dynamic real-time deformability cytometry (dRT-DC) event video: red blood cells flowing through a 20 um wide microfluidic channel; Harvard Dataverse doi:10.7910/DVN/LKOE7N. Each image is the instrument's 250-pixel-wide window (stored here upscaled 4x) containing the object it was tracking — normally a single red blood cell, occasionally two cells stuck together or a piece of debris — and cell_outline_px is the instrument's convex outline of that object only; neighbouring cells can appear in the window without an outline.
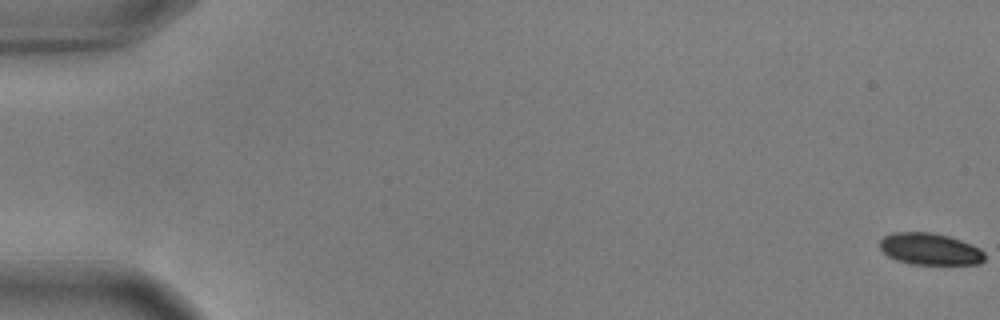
{"species": "common noctule bat (a hibernating species)", "species_latin": "Nyctalus noctula", "temperature_condition": "warm", "stored_images_in_passage": 54, "camera_frame_rate_fps": 3000, "um_per_image_px": 0.085, "animal": {"sex": "male", "body_mass_g": 17.9, "forearm_length_mm": 54.2}, "frame": {"image": 1, "passage_image": 1, "time_ms": 0.0, "image_size_px": [1000, 320], "cell_outline_px": [[984, 260], [980, 264], [912, 264], [896, 260], [888, 256], [880, 248], [880, 240], [884, 236], [892, 232], [928, 232], [948, 236], [972, 244], [980, 248], [984, 252]], "centroid_in_image_um": [79.04, 21.17], "position_along_channel_um": 6.0, "area_um2": 19.42}}
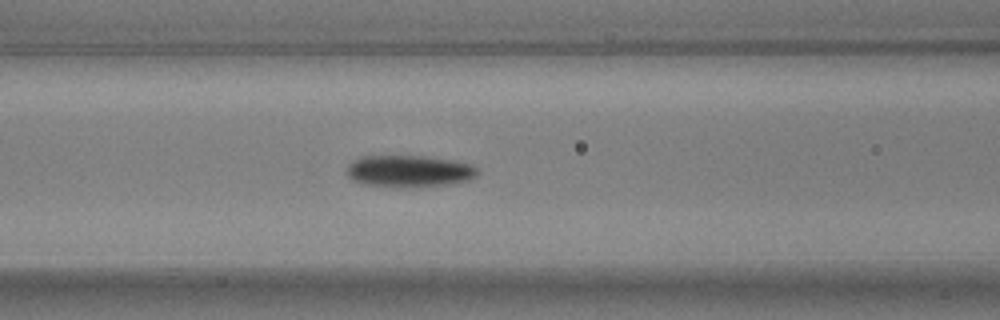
{"frame": {"image": 2, "passage_image": 25, "time_ms": 8.0, "image_size_px": [1000, 320], "cell_outline_px": [[480, 172], [476, 176], [468, 180], [420, 188], [396, 188], [364, 184], [352, 180], [348, 176], [348, 164], [352, 160], [360, 156], [424, 156], [448, 160], [468, 164], [476, 168]], "centroid_in_image_um": [34.72, 14.57], "position_along_channel_um": 131.9, "area_um2": 24.39}}
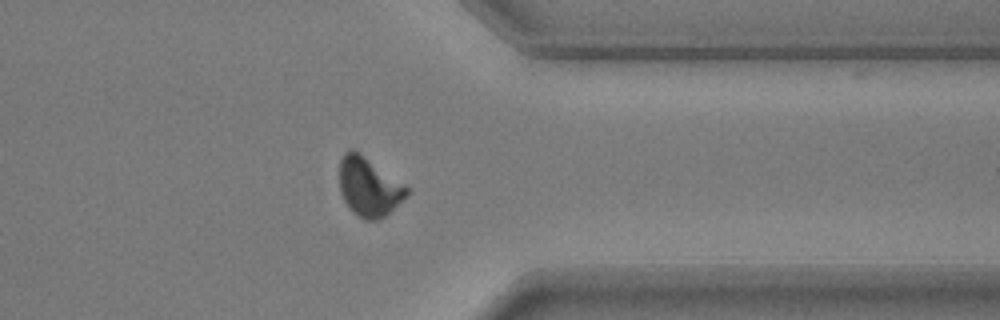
{"frame": {"image": 3, "passage_image": 46, "time_ms": 15.0, "image_size_px": [1000, 320], "cell_outline_px": [[408, 196], [380, 220], [364, 220], [356, 216], [348, 208], [340, 192], [340, 160], [344, 152], [352, 148], [360, 152], [404, 184], [408, 188]], "centroid_in_image_um": [31.34, 15.89], "position_along_channel_um": 380.1, "area_um2": 23.29}}